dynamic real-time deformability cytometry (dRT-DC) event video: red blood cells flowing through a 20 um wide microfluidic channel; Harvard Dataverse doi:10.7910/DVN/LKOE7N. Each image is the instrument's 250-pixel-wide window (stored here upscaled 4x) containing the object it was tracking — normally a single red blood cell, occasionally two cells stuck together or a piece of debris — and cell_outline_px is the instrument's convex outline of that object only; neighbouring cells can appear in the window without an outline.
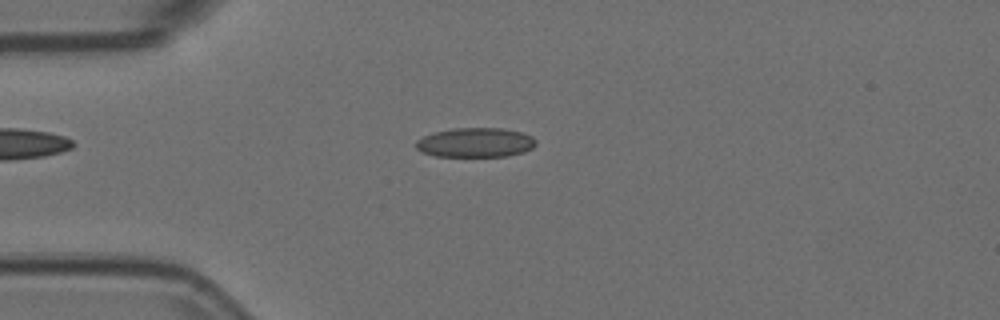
{"species": "Egyptian fruit bat (a non-hibernating species)", "species_latin": "Rousettus aegyptiacus", "temperature_condition": "room temperature", "stored_images_in_passage": 34, "camera_frame_rate_fps": 3000, "um_per_image_px": 0.085, "animal": {"sex": "female"}, "frame": {"image": 1, "passage_image": 13, "time_ms": 4.0, "image_size_px": [1000, 320], "cell_outline_px": [[536, 144], [532, 148], [524, 152], [508, 156], [436, 156], [420, 152], [416, 148], [416, 140], [424, 136], [436, 132], [452, 128], [500, 128], [520, 132], [532, 136], [536, 140]], "centroid_in_image_um": [40.41, 12.12], "position_along_channel_um": 44.6, "area_um2": 20.58}}
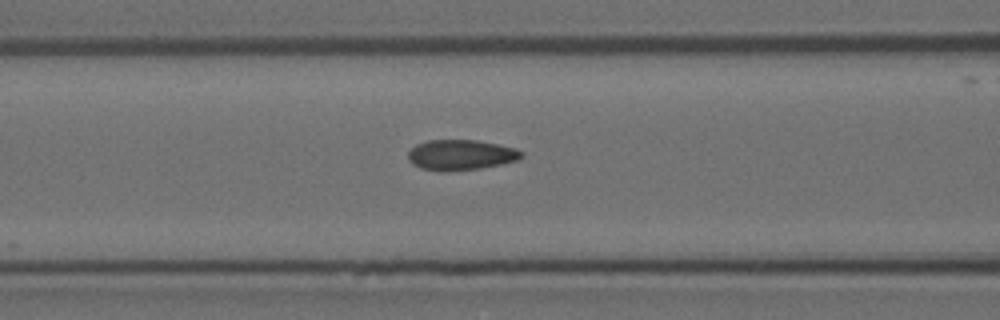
{"frame": {"image": 2, "passage_image": 21, "time_ms": 6.667, "image_size_px": [1000, 320], "cell_outline_px": [[524, 156], [516, 160], [500, 164], [480, 168], [444, 172], [440, 172], [420, 168], [412, 164], [408, 160], [408, 152], [416, 144], [428, 140], [476, 140], [516, 148], [524, 152]], "centroid_in_image_um": [39.14, 13.17], "position_along_channel_um": 127.5, "area_um2": 20.17}}
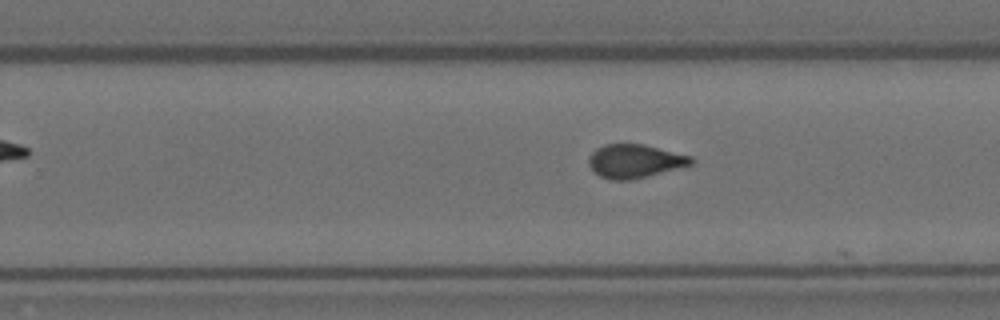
{"frame": {"image": 3, "passage_image": 33, "time_ms": 10.667, "image_size_px": [1000, 320], "cell_outline_px": [[696, 160], [692, 164], [632, 180], [608, 180], [600, 176], [588, 164], [588, 160], [592, 152], [596, 148], [604, 144], [644, 144], [692, 156]], "centroid_in_image_um": [53.96, 13.69], "position_along_channel_um": 275.8, "area_um2": 20.0}}